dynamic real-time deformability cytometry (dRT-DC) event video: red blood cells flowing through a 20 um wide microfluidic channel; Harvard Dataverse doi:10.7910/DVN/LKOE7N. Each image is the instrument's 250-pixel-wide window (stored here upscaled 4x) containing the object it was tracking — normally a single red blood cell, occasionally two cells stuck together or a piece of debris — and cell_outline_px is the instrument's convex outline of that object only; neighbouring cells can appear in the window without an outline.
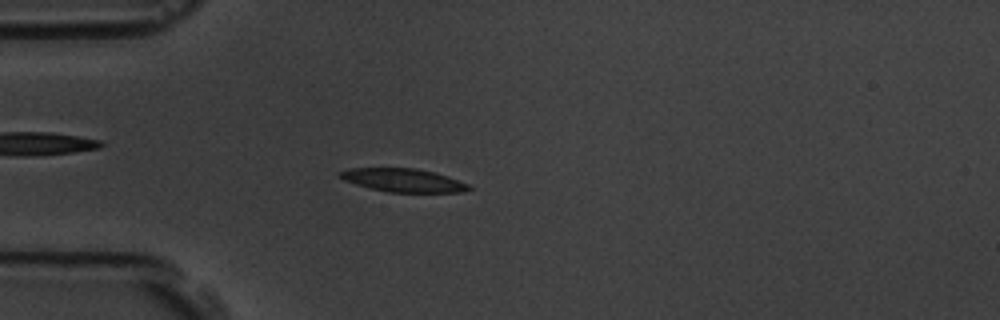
{"species": "common noctule bat (a hibernating species)", "species_latin": "Nyctalus noctula", "temperature_condition": "room temperature", "stored_images_in_passage": 55, "camera_frame_rate_fps": 3000, "um_per_image_px": 0.085, "animal": {"sex": "male", "body_mass_g": 19.5, "forearm_length_mm": 54.6}, "frame": {"image": 1, "passage_image": 15, "time_ms": 4.667, "image_size_px": [1000, 320], "cell_outline_px": [[472, 188], [464, 192], [388, 192], [356, 184], [344, 180], [336, 172], [348, 168], [416, 168], [448, 176], [468, 184]], "centroid_in_image_um": [34.26, 15.31], "position_along_channel_um": 50.7, "area_um2": 17.4}}
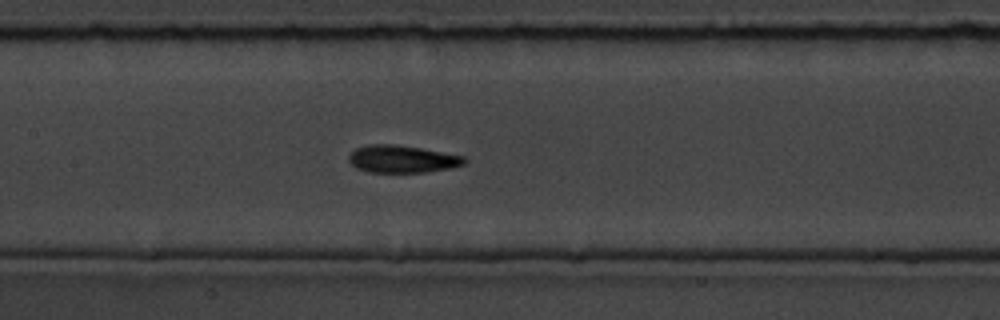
{"frame": {"image": 2, "passage_image": 26, "time_ms": 8.333, "image_size_px": [1000, 320], "cell_outline_px": [[468, 160], [464, 164], [448, 168], [424, 172], [368, 172], [356, 168], [348, 160], [348, 156], [356, 148], [368, 144], [392, 144], [420, 148], [464, 156]], "centroid_in_image_um": [34.16, 13.51], "position_along_channel_um": 173.2, "area_um2": 18.32}}
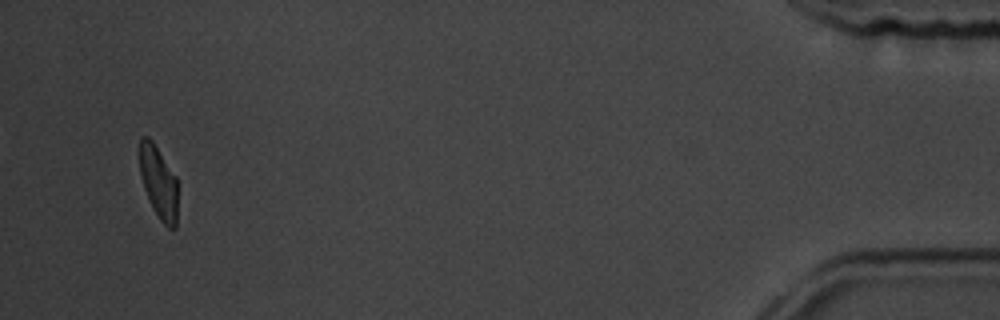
{"frame": {"image": 3, "passage_image": 53, "time_ms": 17.333, "image_size_px": [1000, 320], "cell_outline_px": [[176, 228], [168, 228], [160, 220], [152, 208], [144, 188], [140, 176], [140, 136], [148, 136], [152, 140], [176, 176]], "centroid_in_image_um": [13.46, 15.48], "position_along_channel_um": 421.7, "area_um2": 15.95}, "authors_computed_cell_mechanics": {"area_um2": 17.8602, "velocity_mm_per_s": 3.6657, "shape_relaxation_time_tau1_ms": 3.9336, "shape_relaxation_time_tau2_ms": 1.8384, "deformation_change_tau1": 0.1365, "deformation_change_tau2": 0.0829}}